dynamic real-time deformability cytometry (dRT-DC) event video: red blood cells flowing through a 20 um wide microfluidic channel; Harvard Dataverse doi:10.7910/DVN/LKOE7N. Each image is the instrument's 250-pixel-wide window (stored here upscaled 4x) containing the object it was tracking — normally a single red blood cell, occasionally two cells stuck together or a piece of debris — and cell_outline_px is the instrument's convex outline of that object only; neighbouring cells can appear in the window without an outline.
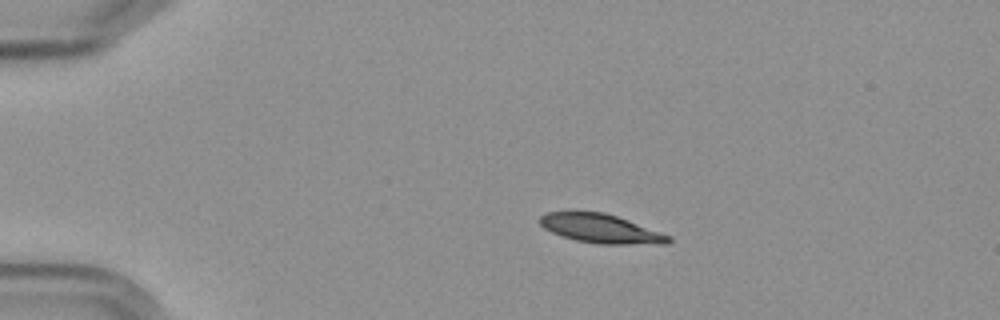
{"species": "Egyptian fruit bat (a non-hibernating species)", "species_latin": "Rousettus aegyptiacus", "temperature_condition": "cold", "stored_images_in_passage": 5, "camera_frame_rate_fps": 3000, "um_per_image_px": 0.085, "frame": {"image": 1, "passage_image": 2, "time_ms": 1.333, "image_size_px": [1000, 320], "cell_outline_px": [[672, 240], [668, 244], [600, 244], [576, 240], [552, 232], [544, 228], [536, 220], [544, 212], [604, 212], [628, 220], [672, 236]], "centroid_in_image_um": [51.08, 19.43], "position_along_channel_um": 33.9, "area_um2": 21.68}}
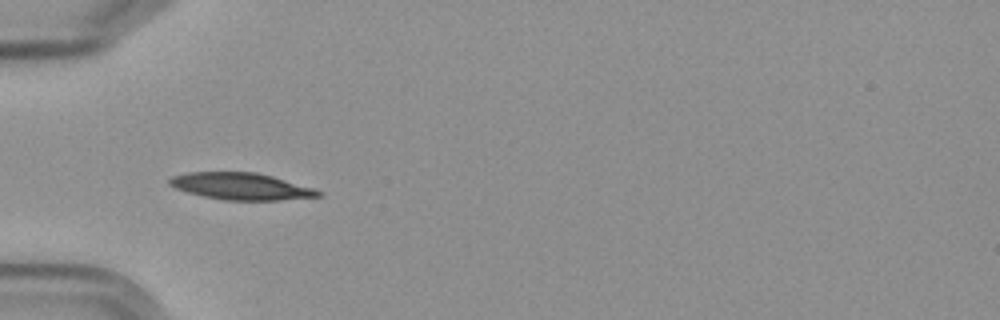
{"frame": {"image": 2, "passage_image": 4, "time_ms": 3.667, "image_size_px": [1000, 320], "cell_outline_px": [[324, 196], [280, 200], [224, 200], [204, 196], [188, 192], [176, 188], [168, 184], [168, 180], [172, 176], [188, 172], [256, 172], [272, 176], [316, 188], [324, 192]], "centroid_in_image_um": [20.55, 15.84], "position_along_channel_um": 64.4, "area_um2": 23.41}}
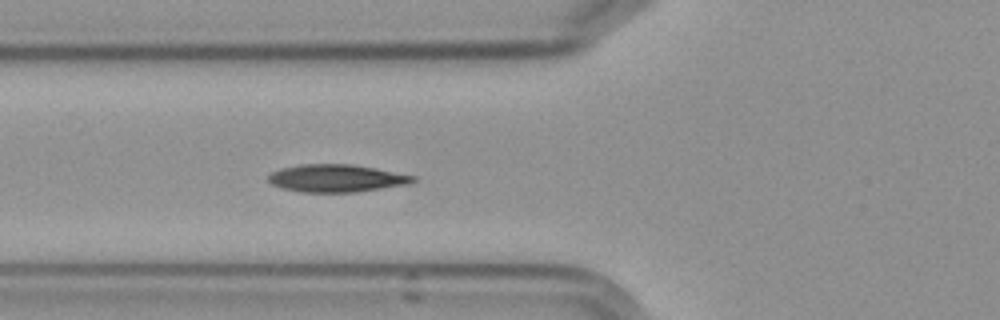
{"frame": {"image": 3, "passage_image": 5, "time_ms": 4.667, "image_size_px": [1000, 320], "cell_outline_px": [[416, 180], [408, 184], [356, 192], [300, 192], [284, 188], [272, 184], [268, 180], [268, 176], [272, 172], [280, 168], [300, 164], [352, 164], [376, 168], [416, 176]], "centroid_in_image_um": [28.6, 15.14], "position_along_channel_um": 97.2, "area_um2": 23.24}}